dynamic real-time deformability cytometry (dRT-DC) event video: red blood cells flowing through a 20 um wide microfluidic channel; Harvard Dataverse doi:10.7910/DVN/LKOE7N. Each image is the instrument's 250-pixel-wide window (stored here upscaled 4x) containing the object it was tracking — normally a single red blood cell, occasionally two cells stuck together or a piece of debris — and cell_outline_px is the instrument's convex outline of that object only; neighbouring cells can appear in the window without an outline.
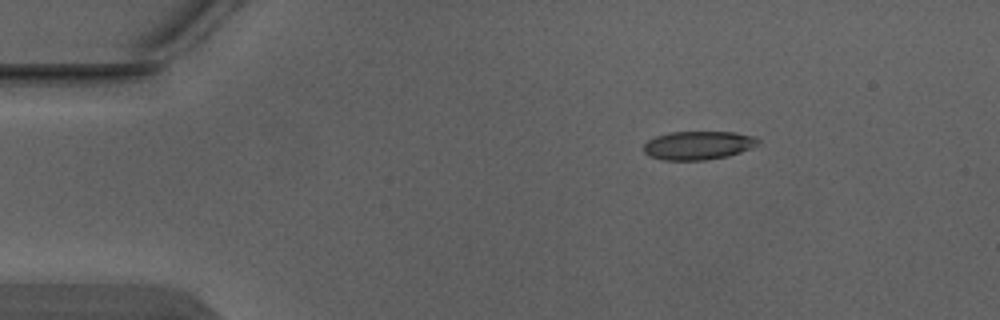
{"species": "Egyptian fruit bat (a non-hibernating species)", "species_latin": "Rousettus aegyptiacus", "temperature_condition": "warm", "stored_images_in_passage": 3, "camera_frame_rate_fps": 3000, "um_per_image_px": 0.085, "animal": {"sex": "male"}, "frame": {"image": 1, "passage_image": 1, "time_ms": 0.0, "image_size_px": [1000, 320], "cell_outline_px": [[760, 144], [740, 152], [728, 156], [704, 160], [664, 160], [648, 156], [644, 152], [644, 144], [648, 140], [656, 136], [668, 132], [736, 132], [756, 136], [760, 140]], "centroid_in_image_um": [59.36, 12.35], "position_along_channel_um": 25.6, "area_um2": 19.19}}
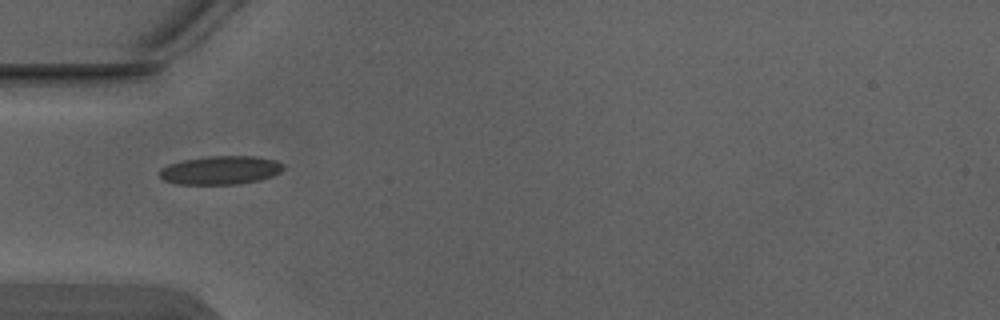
{"frame": {"image": 2, "passage_image": 3, "time_ms": 0.667, "image_size_px": [1000, 320], "cell_outline_px": [[284, 168], [280, 172], [272, 176], [260, 180], [236, 184], [176, 184], [164, 180], [156, 172], [160, 168], [168, 164], [184, 160], [208, 156], [256, 156], [276, 160], [284, 164]], "centroid_in_image_um": [18.73, 14.46], "position_along_channel_um": 66.3, "area_um2": 20.75}}